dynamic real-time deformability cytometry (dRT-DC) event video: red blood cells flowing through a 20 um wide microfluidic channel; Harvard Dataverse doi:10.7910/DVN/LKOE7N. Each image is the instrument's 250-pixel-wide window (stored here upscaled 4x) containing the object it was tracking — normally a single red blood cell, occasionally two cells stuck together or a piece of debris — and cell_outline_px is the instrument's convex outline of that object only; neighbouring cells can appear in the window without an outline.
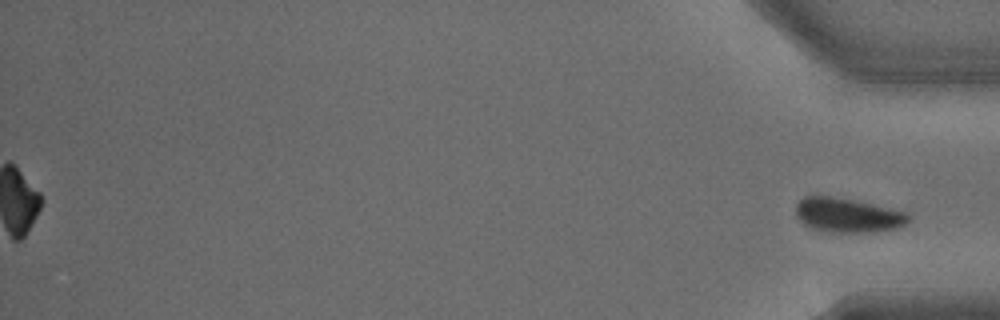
{"species": "common noctule bat (a hibernating species)", "species_latin": "Nyctalus noctula", "temperature_condition": "warm", "stored_images_in_passage": 35, "segment_of_instrument_passage": [2, 2], "camera_frame_rate_fps": 3000, "um_per_image_px": 0.085, "animal": {"sex": "male", "body_mass_g": 15.6}, "frame": {"image": 1, "passage_image": 35, "time_ms": 11.333, "image_size_px": [1000, 320], "cell_outline_px": [[912, 220], [908, 224], [896, 228], [872, 232], [828, 232], [812, 228], [804, 224], [796, 216], [796, 204], [804, 196], [828, 196], [852, 200], [908, 212], [912, 216]], "centroid_in_image_um": [72.09, 18.3], "position_along_channel_um": 363.1, "area_um2": 22.6}}